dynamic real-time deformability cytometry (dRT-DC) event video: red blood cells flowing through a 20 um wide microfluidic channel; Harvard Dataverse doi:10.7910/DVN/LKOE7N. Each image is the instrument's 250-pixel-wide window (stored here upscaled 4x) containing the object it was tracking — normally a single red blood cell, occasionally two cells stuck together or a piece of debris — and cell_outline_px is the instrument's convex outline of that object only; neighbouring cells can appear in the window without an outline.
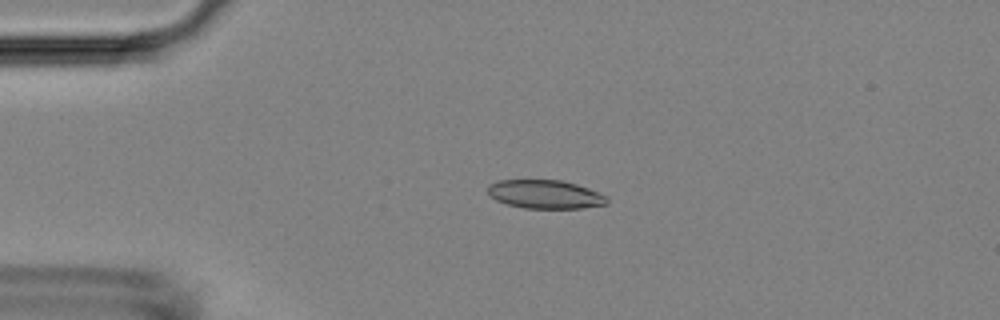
{"species": "Egyptian fruit bat (a non-hibernating species)", "species_latin": "Rousettus aegyptiacus", "temperature_condition": "room temperature", "stored_images_in_passage": 4, "camera_frame_rate_fps": 3000, "um_per_image_px": 0.085, "animal": {"sex": "female"}, "frame": {"image": 1, "passage_image": 3, "time_ms": 0.667, "image_size_px": [1000, 320], "cell_outline_px": [[608, 204], [580, 208], [524, 208], [508, 204], [496, 200], [488, 192], [488, 184], [500, 180], [560, 180], [576, 184], [588, 188], [608, 196]], "centroid_in_image_um": [46.36, 16.51], "position_along_channel_um": 38.6, "area_um2": 19.77}}